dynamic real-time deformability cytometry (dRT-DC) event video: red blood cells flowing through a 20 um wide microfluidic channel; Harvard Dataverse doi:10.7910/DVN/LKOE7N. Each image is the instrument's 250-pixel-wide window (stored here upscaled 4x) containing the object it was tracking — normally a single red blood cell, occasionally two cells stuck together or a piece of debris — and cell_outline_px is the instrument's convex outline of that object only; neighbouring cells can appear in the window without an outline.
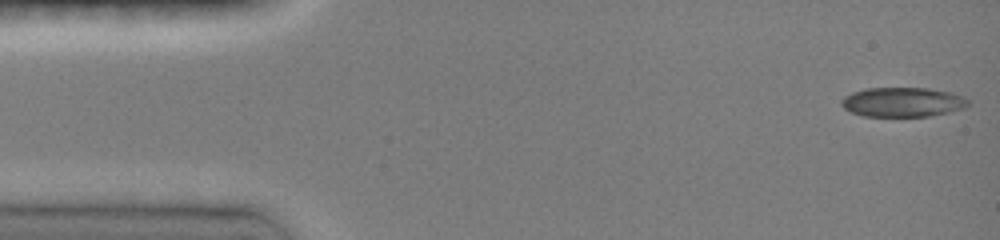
{"species": "common noctule bat (a hibernating species)", "species_latin": "Nyctalus noctula", "temperature_condition": "room temperature", "stored_images_in_passage": 46, "camera_frame_rate_fps": 3000, "um_per_image_px": 0.085, "animal": {"sex": "female", "body_mass_g": 19.0, "forearm_length_mm": 51.5}, "frame": {"image": 1, "passage_image": 1, "time_ms": 0.0, "image_size_px": [1000, 240], "cell_outline_px": [[968, 104], [964, 108], [932, 116], [864, 116], [852, 112], [844, 108], [840, 104], [840, 100], [844, 96], [852, 92], [864, 88], [928, 88], [952, 92], [968, 100]], "centroid_in_image_um": [76.69, 8.67], "position_along_channel_um": 8.3, "area_um2": 21.79}}
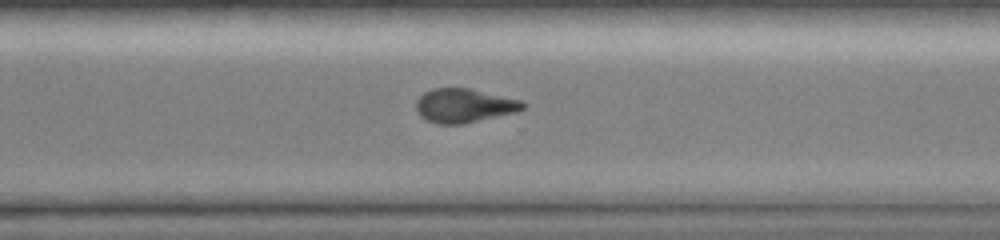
{"frame": {"image": 2, "passage_image": 33, "time_ms": 10.667, "image_size_px": [1000, 240], "cell_outline_px": [[528, 104], [524, 108], [516, 112], [464, 124], [436, 124], [420, 116], [416, 108], [416, 100], [424, 92], [432, 88], [468, 88], [524, 100]], "centroid_in_image_um": [39.48, 8.97], "position_along_channel_um": 331.1, "area_um2": 21.33}}
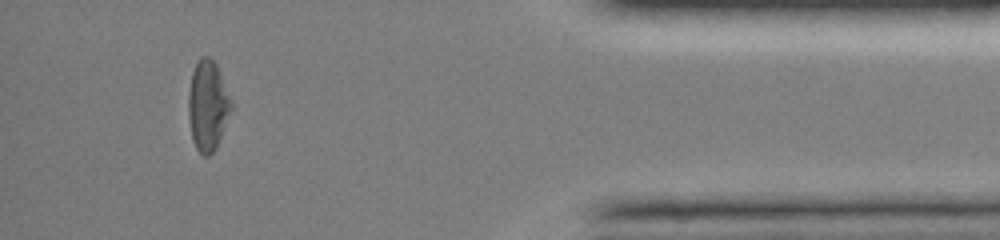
{"frame": {"image": 3, "passage_image": 42, "time_ms": 13.667, "image_size_px": [1000, 240], "cell_outline_px": [[232, 108], [216, 148], [208, 156], [204, 156], [196, 148], [192, 140], [188, 116], [188, 92], [192, 72], [200, 56], [208, 56], [216, 64], [220, 72], [232, 104]], "centroid_in_image_um": [17.64, 8.97], "position_along_channel_um": 417.6, "area_um2": 22.37}, "authors_computed_cell_mechanics": {"area_um2": 22.1374, "velocity_mm_per_s": 4.0964, "shape_relaxation_time_tau1_ms": 5.7778, "shape_relaxation_time_tau2_ms": 6.9493, "deformation_change_tau1": 0.1781, "deformation_change_tau2": 0.117}}